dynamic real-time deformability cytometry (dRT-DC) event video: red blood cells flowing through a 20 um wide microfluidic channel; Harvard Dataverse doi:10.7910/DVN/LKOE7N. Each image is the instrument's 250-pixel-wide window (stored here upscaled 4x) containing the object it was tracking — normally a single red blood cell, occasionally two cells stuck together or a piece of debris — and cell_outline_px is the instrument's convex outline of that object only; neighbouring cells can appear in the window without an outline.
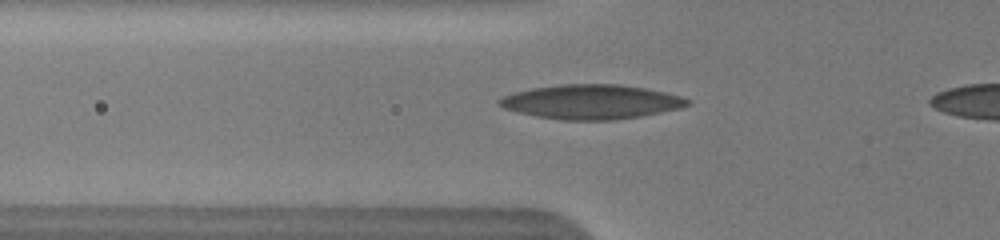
{"species": "human", "species_latin": "Homo sapiens", "temperature_condition": "warm", "stored_images_in_passage": 27, "camera_frame_rate_fps": 3000, "um_per_image_px": 0.085, "donor": {"sex": "male"}, "frame": {"image": 1, "passage_image": 4, "time_ms": 2.0, "image_size_px": [1000, 240], "cell_outline_px": [[692, 104], [680, 108], [640, 116], [608, 120], [564, 120], [536, 116], [504, 108], [496, 104], [496, 100], [504, 96], [516, 92], [532, 88], [560, 84], [620, 84], [644, 88], [664, 92], [680, 96], [692, 100]], "centroid_in_image_um": [50.26, 8.65], "position_along_channel_um": 75.5, "area_um2": 37.57}}